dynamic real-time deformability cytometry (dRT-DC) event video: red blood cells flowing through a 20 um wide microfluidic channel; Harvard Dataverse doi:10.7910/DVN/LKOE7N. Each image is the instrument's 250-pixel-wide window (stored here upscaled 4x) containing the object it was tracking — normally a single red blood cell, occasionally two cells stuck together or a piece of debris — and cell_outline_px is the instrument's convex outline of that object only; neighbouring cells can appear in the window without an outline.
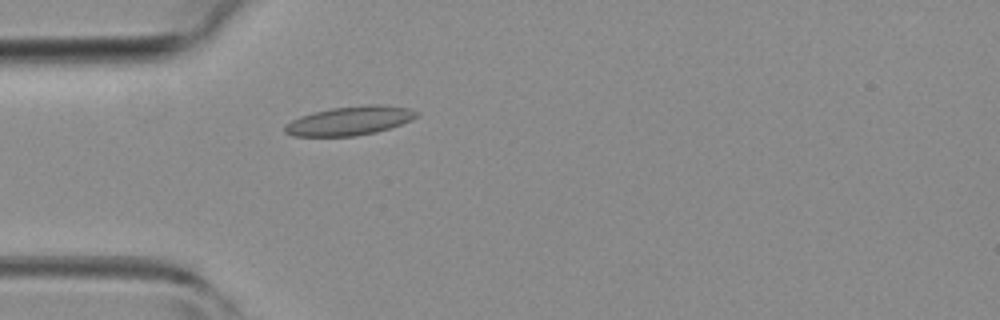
{"species": "common noctule bat (a hibernating species)", "species_latin": "Nyctalus noctula", "temperature_condition": "room temperature", "stored_images_in_passage": 3, "camera_frame_rate_fps": 3000, "um_per_image_px": 0.085, "animal": {"sex": "female", "body_mass_g": 19.3, "forearm_length_mm": 54.1}, "frame": {"image": 1, "passage_image": 3, "time_ms": 2.333, "image_size_px": [1000, 320], "cell_outline_px": [[420, 116], [412, 120], [376, 132], [356, 136], [292, 136], [284, 132], [284, 124], [300, 116], [312, 112], [332, 108], [368, 104], [380, 104], [408, 108], [420, 112]], "centroid_in_image_um": [29.73, 10.26], "position_along_channel_um": 55.3, "area_um2": 22.37}}